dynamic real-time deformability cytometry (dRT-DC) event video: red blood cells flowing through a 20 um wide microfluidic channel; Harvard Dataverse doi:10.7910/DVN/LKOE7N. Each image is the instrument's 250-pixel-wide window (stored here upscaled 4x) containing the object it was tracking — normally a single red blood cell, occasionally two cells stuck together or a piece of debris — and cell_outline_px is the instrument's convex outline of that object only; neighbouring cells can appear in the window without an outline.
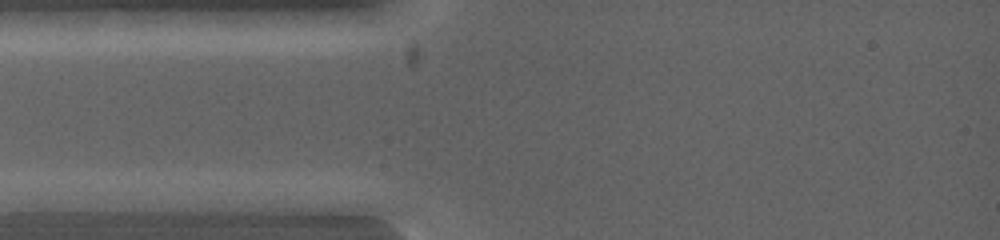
{"species": "common noctule bat (a hibernating species)", "species_latin": "Nyctalus noctula", "temperature_condition": "warm", "stored_images_in_passage": 4, "camera_frame_rate_fps": 5000, "um_per_image_px": 0.085, "animal": {"sex": "female", "body_mass_g": 19.0, "forearm_length_mm": 53.3}, "frame": {"image": 1, "passage_image": 2, "time_ms": 0.4, "image_size_px": [1000, 240], "cell_outline_px": [[140, 200], [96, 212], [20, 212], [12, 200], [100, 192], [124, 192]], "centroid_in_image_um": [6.38, 17.22], "position_along_channel_um": 78.6, "area_um2": 13.24}}